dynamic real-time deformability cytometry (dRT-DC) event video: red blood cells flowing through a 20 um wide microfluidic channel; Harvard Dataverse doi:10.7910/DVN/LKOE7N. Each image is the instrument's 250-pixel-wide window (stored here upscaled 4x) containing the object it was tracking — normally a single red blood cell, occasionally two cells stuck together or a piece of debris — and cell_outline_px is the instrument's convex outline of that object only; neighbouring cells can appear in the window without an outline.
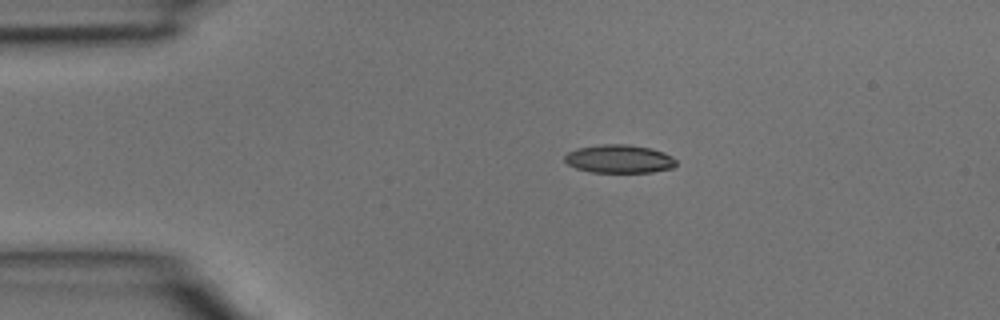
{"species": "common noctule bat (a hibernating species)", "species_latin": "Nyctalus noctula", "temperature_condition": "room temperature", "stored_images_in_passage": 3, "camera_frame_rate_fps": 3000, "um_per_image_px": 0.085, "animal": {"sex": "male", "body_mass_g": 15.6}, "frame": {"image": 1, "passage_image": 2, "time_ms": 0.333, "image_size_px": [1000, 320], "cell_outline_px": [[676, 164], [672, 168], [652, 172], [592, 172], [576, 168], [568, 164], [564, 160], [564, 156], [568, 152], [576, 148], [600, 144], [628, 144], [652, 148], [664, 152], [672, 156], [676, 160]], "centroid_in_image_um": [52.63, 13.49], "position_along_channel_um": 32.4, "area_um2": 18.5}}